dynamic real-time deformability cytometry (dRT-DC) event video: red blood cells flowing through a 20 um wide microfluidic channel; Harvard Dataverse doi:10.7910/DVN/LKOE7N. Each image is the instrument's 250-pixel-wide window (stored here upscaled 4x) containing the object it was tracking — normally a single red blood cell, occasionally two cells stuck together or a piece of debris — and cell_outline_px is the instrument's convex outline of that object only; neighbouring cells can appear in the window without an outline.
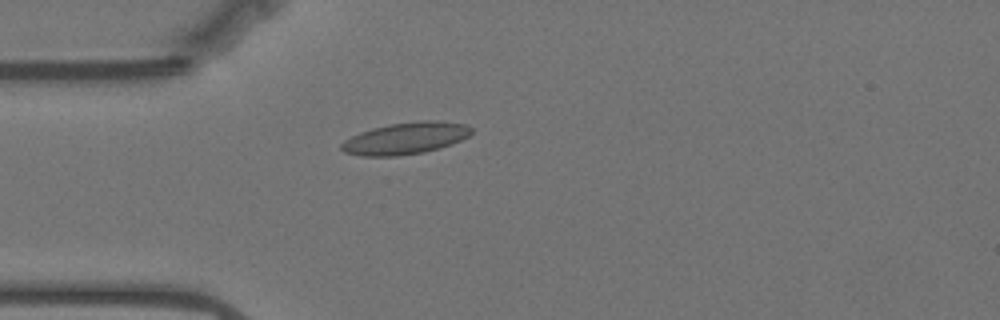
{"species": "Egyptian fruit bat (a non-hibernating species)", "species_latin": "Rousettus aegyptiacus", "temperature_condition": "warm", "stored_images_in_passage": 37, "camera_frame_rate_fps": 3000, "um_per_image_px": 0.085, "animal": {"sex": "female"}, "frame": {"image": 1, "passage_image": 2, "time_ms": 0.333, "image_size_px": [1000, 320], "cell_outline_px": [[472, 132], [468, 136], [452, 144], [440, 148], [424, 152], [396, 156], [360, 156], [344, 152], [340, 148], [340, 144], [344, 140], [360, 132], [372, 128], [388, 124], [420, 120], [436, 120], [464, 124], [472, 128]], "centroid_in_image_um": [34.45, 11.75], "position_along_channel_um": 50.6, "area_um2": 24.22}}
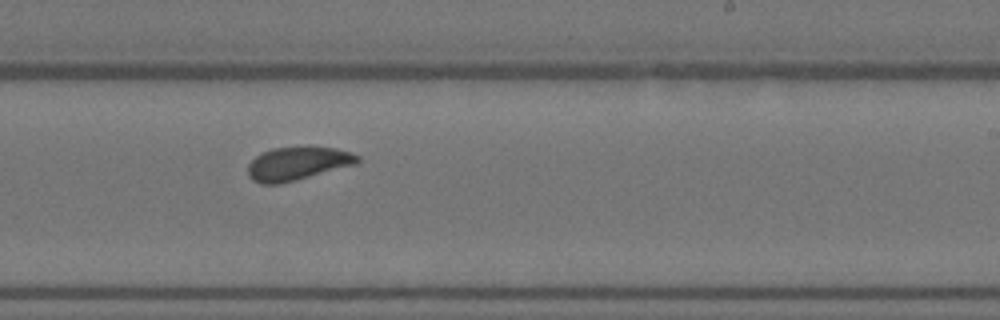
{"frame": {"image": 2, "passage_image": 21, "time_ms": 6.667, "image_size_px": [1000, 320], "cell_outline_px": [[360, 160], [356, 164], [296, 180], [280, 184], [260, 184], [252, 180], [248, 176], [248, 164], [260, 152], [272, 148], [336, 148], [360, 156]], "centroid_in_image_um": [25.25, 13.92], "position_along_channel_um": 263.8, "area_um2": 21.04}}
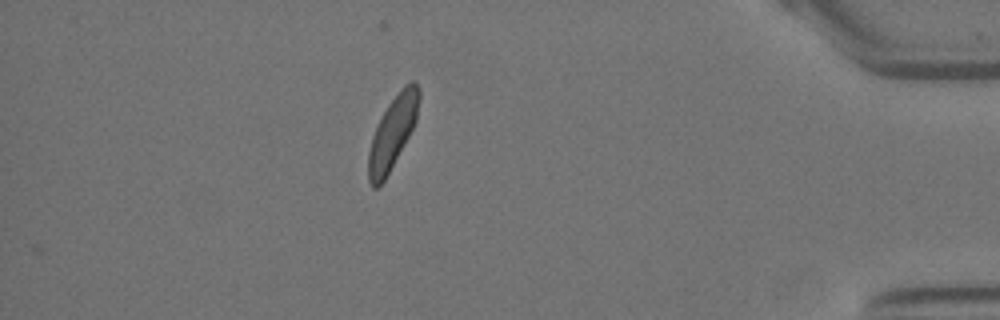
{"frame": {"image": 3, "passage_image": 37, "time_ms": 12.0, "image_size_px": [1000, 320], "cell_outline_px": [[420, 100], [416, 120], [404, 144], [384, 180], [376, 188], [372, 188], [368, 180], [368, 152], [372, 136], [388, 104], [404, 84], [412, 80], [420, 88]], "centroid_in_image_um": [33.37, 11.24], "position_along_channel_um": 401.8, "area_um2": 20.92}, "authors_computed_cell_mechanics": {"area_um2": 21.3282, "velocity_mm_per_s": 3.4736, "shape_relaxation_time_tau1_ms": null, "shape_relaxation_time_tau2_ms": 2.5383, "deformation_change_tau1": null, "deformation_change_tau2": 0.0724}}